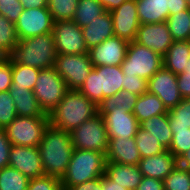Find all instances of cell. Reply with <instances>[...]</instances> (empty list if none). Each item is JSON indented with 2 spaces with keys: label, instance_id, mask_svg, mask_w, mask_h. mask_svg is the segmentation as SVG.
<instances>
[{
  "label": "cell",
  "instance_id": "obj_1",
  "mask_svg": "<svg viewBox=\"0 0 190 190\" xmlns=\"http://www.w3.org/2000/svg\"><path fill=\"white\" fill-rule=\"evenodd\" d=\"M38 150L44 174L62 179L74 150L70 132L49 124L44 131Z\"/></svg>",
  "mask_w": 190,
  "mask_h": 190
},
{
  "label": "cell",
  "instance_id": "obj_2",
  "mask_svg": "<svg viewBox=\"0 0 190 190\" xmlns=\"http://www.w3.org/2000/svg\"><path fill=\"white\" fill-rule=\"evenodd\" d=\"M98 113L97 105L79 90H68L60 103L49 114L50 124L71 132Z\"/></svg>",
  "mask_w": 190,
  "mask_h": 190
},
{
  "label": "cell",
  "instance_id": "obj_3",
  "mask_svg": "<svg viewBox=\"0 0 190 190\" xmlns=\"http://www.w3.org/2000/svg\"><path fill=\"white\" fill-rule=\"evenodd\" d=\"M9 57L16 64L40 70L54 67L57 51L52 33L19 40Z\"/></svg>",
  "mask_w": 190,
  "mask_h": 190
},
{
  "label": "cell",
  "instance_id": "obj_4",
  "mask_svg": "<svg viewBox=\"0 0 190 190\" xmlns=\"http://www.w3.org/2000/svg\"><path fill=\"white\" fill-rule=\"evenodd\" d=\"M106 155L98 151L74 149L67 171L61 179L62 190L105 174Z\"/></svg>",
  "mask_w": 190,
  "mask_h": 190
},
{
  "label": "cell",
  "instance_id": "obj_5",
  "mask_svg": "<svg viewBox=\"0 0 190 190\" xmlns=\"http://www.w3.org/2000/svg\"><path fill=\"white\" fill-rule=\"evenodd\" d=\"M124 74L121 66L93 67L79 91L97 106L123 89Z\"/></svg>",
  "mask_w": 190,
  "mask_h": 190
},
{
  "label": "cell",
  "instance_id": "obj_6",
  "mask_svg": "<svg viewBox=\"0 0 190 190\" xmlns=\"http://www.w3.org/2000/svg\"><path fill=\"white\" fill-rule=\"evenodd\" d=\"M120 66L124 75L139 76L148 81L163 66V59L153 50L132 41Z\"/></svg>",
  "mask_w": 190,
  "mask_h": 190
},
{
  "label": "cell",
  "instance_id": "obj_7",
  "mask_svg": "<svg viewBox=\"0 0 190 190\" xmlns=\"http://www.w3.org/2000/svg\"><path fill=\"white\" fill-rule=\"evenodd\" d=\"M49 124V114L36 117L17 116L5 128V132L12 145L38 147Z\"/></svg>",
  "mask_w": 190,
  "mask_h": 190
},
{
  "label": "cell",
  "instance_id": "obj_8",
  "mask_svg": "<svg viewBox=\"0 0 190 190\" xmlns=\"http://www.w3.org/2000/svg\"><path fill=\"white\" fill-rule=\"evenodd\" d=\"M70 136L74 149L98 151L106 155L109 137L99 113L73 129Z\"/></svg>",
  "mask_w": 190,
  "mask_h": 190
},
{
  "label": "cell",
  "instance_id": "obj_9",
  "mask_svg": "<svg viewBox=\"0 0 190 190\" xmlns=\"http://www.w3.org/2000/svg\"><path fill=\"white\" fill-rule=\"evenodd\" d=\"M67 91L65 81L54 67L40 70L33 92L45 113L50 114Z\"/></svg>",
  "mask_w": 190,
  "mask_h": 190
},
{
  "label": "cell",
  "instance_id": "obj_10",
  "mask_svg": "<svg viewBox=\"0 0 190 190\" xmlns=\"http://www.w3.org/2000/svg\"><path fill=\"white\" fill-rule=\"evenodd\" d=\"M88 53L57 54L54 68L65 81L68 90H79L93 69Z\"/></svg>",
  "mask_w": 190,
  "mask_h": 190
},
{
  "label": "cell",
  "instance_id": "obj_11",
  "mask_svg": "<svg viewBox=\"0 0 190 190\" xmlns=\"http://www.w3.org/2000/svg\"><path fill=\"white\" fill-rule=\"evenodd\" d=\"M52 35L57 54H83L89 51L81 27L73 20L55 21Z\"/></svg>",
  "mask_w": 190,
  "mask_h": 190
},
{
  "label": "cell",
  "instance_id": "obj_12",
  "mask_svg": "<svg viewBox=\"0 0 190 190\" xmlns=\"http://www.w3.org/2000/svg\"><path fill=\"white\" fill-rule=\"evenodd\" d=\"M54 20L48 7L24 9L15 23L19 40L52 33Z\"/></svg>",
  "mask_w": 190,
  "mask_h": 190
},
{
  "label": "cell",
  "instance_id": "obj_13",
  "mask_svg": "<svg viewBox=\"0 0 190 190\" xmlns=\"http://www.w3.org/2000/svg\"><path fill=\"white\" fill-rule=\"evenodd\" d=\"M148 92L155 94L167 110L176 107L182 97L177 85V75L163 66L148 80Z\"/></svg>",
  "mask_w": 190,
  "mask_h": 190
},
{
  "label": "cell",
  "instance_id": "obj_14",
  "mask_svg": "<svg viewBox=\"0 0 190 190\" xmlns=\"http://www.w3.org/2000/svg\"><path fill=\"white\" fill-rule=\"evenodd\" d=\"M128 44L127 40L114 35L89 49L90 61L94 67L120 66L126 57Z\"/></svg>",
  "mask_w": 190,
  "mask_h": 190
},
{
  "label": "cell",
  "instance_id": "obj_15",
  "mask_svg": "<svg viewBox=\"0 0 190 190\" xmlns=\"http://www.w3.org/2000/svg\"><path fill=\"white\" fill-rule=\"evenodd\" d=\"M9 166L29 179L45 175L38 147L12 145Z\"/></svg>",
  "mask_w": 190,
  "mask_h": 190
},
{
  "label": "cell",
  "instance_id": "obj_16",
  "mask_svg": "<svg viewBox=\"0 0 190 190\" xmlns=\"http://www.w3.org/2000/svg\"><path fill=\"white\" fill-rule=\"evenodd\" d=\"M135 42L153 50L163 57L174 41L167 23L161 22L140 24Z\"/></svg>",
  "mask_w": 190,
  "mask_h": 190
},
{
  "label": "cell",
  "instance_id": "obj_17",
  "mask_svg": "<svg viewBox=\"0 0 190 190\" xmlns=\"http://www.w3.org/2000/svg\"><path fill=\"white\" fill-rule=\"evenodd\" d=\"M113 19L114 35L127 40L135 41L140 27L136 0H128L119 7L110 11Z\"/></svg>",
  "mask_w": 190,
  "mask_h": 190
},
{
  "label": "cell",
  "instance_id": "obj_18",
  "mask_svg": "<svg viewBox=\"0 0 190 190\" xmlns=\"http://www.w3.org/2000/svg\"><path fill=\"white\" fill-rule=\"evenodd\" d=\"M104 119L109 138H133L138 131L139 122L127 109H114L112 112H98Z\"/></svg>",
  "mask_w": 190,
  "mask_h": 190
},
{
  "label": "cell",
  "instance_id": "obj_19",
  "mask_svg": "<svg viewBox=\"0 0 190 190\" xmlns=\"http://www.w3.org/2000/svg\"><path fill=\"white\" fill-rule=\"evenodd\" d=\"M106 160L118 164L138 165L141 155L134 137L109 138Z\"/></svg>",
  "mask_w": 190,
  "mask_h": 190
},
{
  "label": "cell",
  "instance_id": "obj_20",
  "mask_svg": "<svg viewBox=\"0 0 190 190\" xmlns=\"http://www.w3.org/2000/svg\"><path fill=\"white\" fill-rule=\"evenodd\" d=\"M177 165V158L166 150L154 156L141 158L138 167L142 176L164 180Z\"/></svg>",
  "mask_w": 190,
  "mask_h": 190
},
{
  "label": "cell",
  "instance_id": "obj_21",
  "mask_svg": "<svg viewBox=\"0 0 190 190\" xmlns=\"http://www.w3.org/2000/svg\"><path fill=\"white\" fill-rule=\"evenodd\" d=\"M81 29L88 49L114 36L113 19L109 11H105Z\"/></svg>",
  "mask_w": 190,
  "mask_h": 190
},
{
  "label": "cell",
  "instance_id": "obj_22",
  "mask_svg": "<svg viewBox=\"0 0 190 190\" xmlns=\"http://www.w3.org/2000/svg\"><path fill=\"white\" fill-rule=\"evenodd\" d=\"M105 174L114 182L129 190H136L142 180L138 165L106 162Z\"/></svg>",
  "mask_w": 190,
  "mask_h": 190
},
{
  "label": "cell",
  "instance_id": "obj_23",
  "mask_svg": "<svg viewBox=\"0 0 190 190\" xmlns=\"http://www.w3.org/2000/svg\"><path fill=\"white\" fill-rule=\"evenodd\" d=\"M140 24L166 22L170 0H136Z\"/></svg>",
  "mask_w": 190,
  "mask_h": 190
},
{
  "label": "cell",
  "instance_id": "obj_24",
  "mask_svg": "<svg viewBox=\"0 0 190 190\" xmlns=\"http://www.w3.org/2000/svg\"><path fill=\"white\" fill-rule=\"evenodd\" d=\"M10 95L14 100L17 116H46L47 113L39 106L34 92L26 88H10Z\"/></svg>",
  "mask_w": 190,
  "mask_h": 190
},
{
  "label": "cell",
  "instance_id": "obj_25",
  "mask_svg": "<svg viewBox=\"0 0 190 190\" xmlns=\"http://www.w3.org/2000/svg\"><path fill=\"white\" fill-rule=\"evenodd\" d=\"M162 59L164 68L175 75L183 73V69L190 59V40L174 41Z\"/></svg>",
  "mask_w": 190,
  "mask_h": 190
},
{
  "label": "cell",
  "instance_id": "obj_26",
  "mask_svg": "<svg viewBox=\"0 0 190 190\" xmlns=\"http://www.w3.org/2000/svg\"><path fill=\"white\" fill-rule=\"evenodd\" d=\"M140 128L148 131L163 147L168 150L173 139V133L169 125L168 113L152 116L139 123Z\"/></svg>",
  "mask_w": 190,
  "mask_h": 190
},
{
  "label": "cell",
  "instance_id": "obj_27",
  "mask_svg": "<svg viewBox=\"0 0 190 190\" xmlns=\"http://www.w3.org/2000/svg\"><path fill=\"white\" fill-rule=\"evenodd\" d=\"M132 113L140 123L152 116L168 113V110L155 94L145 92L138 97Z\"/></svg>",
  "mask_w": 190,
  "mask_h": 190
},
{
  "label": "cell",
  "instance_id": "obj_28",
  "mask_svg": "<svg viewBox=\"0 0 190 190\" xmlns=\"http://www.w3.org/2000/svg\"><path fill=\"white\" fill-rule=\"evenodd\" d=\"M138 97V95L122 89L114 96L103 99L97 106L98 112H112L116 108L127 109L132 113Z\"/></svg>",
  "mask_w": 190,
  "mask_h": 190
},
{
  "label": "cell",
  "instance_id": "obj_29",
  "mask_svg": "<svg viewBox=\"0 0 190 190\" xmlns=\"http://www.w3.org/2000/svg\"><path fill=\"white\" fill-rule=\"evenodd\" d=\"M166 23L173 41L190 40V9L170 15Z\"/></svg>",
  "mask_w": 190,
  "mask_h": 190
},
{
  "label": "cell",
  "instance_id": "obj_30",
  "mask_svg": "<svg viewBox=\"0 0 190 190\" xmlns=\"http://www.w3.org/2000/svg\"><path fill=\"white\" fill-rule=\"evenodd\" d=\"M105 12L98 0H79L73 21L83 28Z\"/></svg>",
  "mask_w": 190,
  "mask_h": 190
},
{
  "label": "cell",
  "instance_id": "obj_31",
  "mask_svg": "<svg viewBox=\"0 0 190 190\" xmlns=\"http://www.w3.org/2000/svg\"><path fill=\"white\" fill-rule=\"evenodd\" d=\"M40 69L23 64H16L12 60L11 88H26L33 91Z\"/></svg>",
  "mask_w": 190,
  "mask_h": 190
},
{
  "label": "cell",
  "instance_id": "obj_32",
  "mask_svg": "<svg viewBox=\"0 0 190 190\" xmlns=\"http://www.w3.org/2000/svg\"><path fill=\"white\" fill-rule=\"evenodd\" d=\"M134 139L141 158L154 156L155 154L166 151V149L163 147L158 139L152 136L150 132L140 127L138 128Z\"/></svg>",
  "mask_w": 190,
  "mask_h": 190
},
{
  "label": "cell",
  "instance_id": "obj_33",
  "mask_svg": "<svg viewBox=\"0 0 190 190\" xmlns=\"http://www.w3.org/2000/svg\"><path fill=\"white\" fill-rule=\"evenodd\" d=\"M29 180L10 166L0 169V190H27Z\"/></svg>",
  "mask_w": 190,
  "mask_h": 190
},
{
  "label": "cell",
  "instance_id": "obj_34",
  "mask_svg": "<svg viewBox=\"0 0 190 190\" xmlns=\"http://www.w3.org/2000/svg\"><path fill=\"white\" fill-rule=\"evenodd\" d=\"M18 41L15 24L0 14V51L9 57Z\"/></svg>",
  "mask_w": 190,
  "mask_h": 190
},
{
  "label": "cell",
  "instance_id": "obj_35",
  "mask_svg": "<svg viewBox=\"0 0 190 190\" xmlns=\"http://www.w3.org/2000/svg\"><path fill=\"white\" fill-rule=\"evenodd\" d=\"M168 115L171 130L190 128V98L182 99L176 107L168 110Z\"/></svg>",
  "mask_w": 190,
  "mask_h": 190
},
{
  "label": "cell",
  "instance_id": "obj_36",
  "mask_svg": "<svg viewBox=\"0 0 190 190\" xmlns=\"http://www.w3.org/2000/svg\"><path fill=\"white\" fill-rule=\"evenodd\" d=\"M79 0H48V10L55 21L73 20Z\"/></svg>",
  "mask_w": 190,
  "mask_h": 190
},
{
  "label": "cell",
  "instance_id": "obj_37",
  "mask_svg": "<svg viewBox=\"0 0 190 190\" xmlns=\"http://www.w3.org/2000/svg\"><path fill=\"white\" fill-rule=\"evenodd\" d=\"M163 183L164 190H190V170L177 165Z\"/></svg>",
  "mask_w": 190,
  "mask_h": 190
},
{
  "label": "cell",
  "instance_id": "obj_38",
  "mask_svg": "<svg viewBox=\"0 0 190 190\" xmlns=\"http://www.w3.org/2000/svg\"><path fill=\"white\" fill-rule=\"evenodd\" d=\"M16 117V107L10 92H0V128L5 129Z\"/></svg>",
  "mask_w": 190,
  "mask_h": 190
},
{
  "label": "cell",
  "instance_id": "obj_39",
  "mask_svg": "<svg viewBox=\"0 0 190 190\" xmlns=\"http://www.w3.org/2000/svg\"><path fill=\"white\" fill-rule=\"evenodd\" d=\"M173 139L169 151L178 159L190 148V128L172 130Z\"/></svg>",
  "mask_w": 190,
  "mask_h": 190
},
{
  "label": "cell",
  "instance_id": "obj_40",
  "mask_svg": "<svg viewBox=\"0 0 190 190\" xmlns=\"http://www.w3.org/2000/svg\"><path fill=\"white\" fill-rule=\"evenodd\" d=\"M27 190H62L61 179L49 175L31 178Z\"/></svg>",
  "mask_w": 190,
  "mask_h": 190
},
{
  "label": "cell",
  "instance_id": "obj_41",
  "mask_svg": "<svg viewBox=\"0 0 190 190\" xmlns=\"http://www.w3.org/2000/svg\"><path fill=\"white\" fill-rule=\"evenodd\" d=\"M23 10L24 7L19 0H0V14L14 24Z\"/></svg>",
  "mask_w": 190,
  "mask_h": 190
},
{
  "label": "cell",
  "instance_id": "obj_42",
  "mask_svg": "<svg viewBox=\"0 0 190 190\" xmlns=\"http://www.w3.org/2000/svg\"><path fill=\"white\" fill-rule=\"evenodd\" d=\"M123 89L138 96L148 92V81L132 75H124Z\"/></svg>",
  "mask_w": 190,
  "mask_h": 190
},
{
  "label": "cell",
  "instance_id": "obj_43",
  "mask_svg": "<svg viewBox=\"0 0 190 190\" xmlns=\"http://www.w3.org/2000/svg\"><path fill=\"white\" fill-rule=\"evenodd\" d=\"M12 85V59L6 57L0 62V92L9 91Z\"/></svg>",
  "mask_w": 190,
  "mask_h": 190
},
{
  "label": "cell",
  "instance_id": "obj_44",
  "mask_svg": "<svg viewBox=\"0 0 190 190\" xmlns=\"http://www.w3.org/2000/svg\"><path fill=\"white\" fill-rule=\"evenodd\" d=\"M12 144L7 138L5 129L0 128V169L9 166V153Z\"/></svg>",
  "mask_w": 190,
  "mask_h": 190
},
{
  "label": "cell",
  "instance_id": "obj_45",
  "mask_svg": "<svg viewBox=\"0 0 190 190\" xmlns=\"http://www.w3.org/2000/svg\"><path fill=\"white\" fill-rule=\"evenodd\" d=\"M136 190H164L163 180L143 176Z\"/></svg>",
  "mask_w": 190,
  "mask_h": 190
},
{
  "label": "cell",
  "instance_id": "obj_46",
  "mask_svg": "<svg viewBox=\"0 0 190 190\" xmlns=\"http://www.w3.org/2000/svg\"><path fill=\"white\" fill-rule=\"evenodd\" d=\"M177 85L179 93L183 99L190 98V73L177 75Z\"/></svg>",
  "mask_w": 190,
  "mask_h": 190
},
{
  "label": "cell",
  "instance_id": "obj_47",
  "mask_svg": "<svg viewBox=\"0 0 190 190\" xmlns=\"http://www.w3.org/2000/svg\"><path fill=\"white\" fill-rule=\"evenodd\" d=\"M67 190H102V177L71 186Z\"/></svg>",
  "mask_w": 190,
  "mask_h": 190
},
{
  "label": "cell",
  "instance_id": "obj_48",
  "mask_svg": "<svg viewBox=\"0 0 190 190\" xmlns=\"http://www.w3.org/2000/svg\"><path fill=\"white\" fill-rule=\"evenodd\" d=\"M169 16L179 11H185L189 8L187 0H170Z\"/></svg>",
  "mask_w": 190,
  "mask_h": 190
},
{
  "label": "cell",
  "instance_id": "obj_49",
  "mask_svg": "<svg viewBox=\"0 0 190 190\" xmlns=\"http://www.w3.org/2000/svg\"><path fill=\"white\" fill-rule=\"evenodd\" d=\"M102 190H129L112 181L106 174L102 176Z\"/></svg>",
  "mask_w": 190,
  "mask_h": 190
},
{
  "label": "cell",
  "instance_id": "obj_50",
  "mask_svg": "<svg viewBox=\"0 0 190 190\" xmlns=\"http://www.w3.org/2000/svg\"><path fill=\"white\" fill-rule=\"evenodd\" d=\"M24 9L48 7V0H19Z\"/></svg>",
  "mask_w": 190,
  "mask_h": 190
},
{
  "label": "cell",
  "instance_id": "obj_51",
  "mask_svg": "<svg viewBox=\"0 0 190 190\" xmlns=\"http://www.w3.org/2000/svg\"><path fill=\"white\" fill-rule=\"evenodd\" d=\"M104 7L105 11H112L128 0H98Z\"/></svg>",
  "mask_w": 190,
  "mask_h": 190
},
{
  "label": "cell",
  "instance_id": "obj_52",
  "mask_svg": "<svg viewBox=\"0 0 190 190\" xmlns=\"http://www.w3.org/2000/svg\"><path fill=\"white\" fill-rule=\"evenodd\" d=\"M178 166L190 170V148L183 153L178 159Z\"/></svg>",
  "mask_w": 190,
  "mask_h": 190
},
{
  "label": "cell",
  "instance_id": "obj_53",
  "mask_svg": "<svg viewBox=\"0 0 190 190\" xmlns=\"http://www.w3.org/2000/svg\"><path fill=\"white\" fill-rule=\"evenodd\" d=\"M183 73H190V59L186 64L185 68L183 69Z\"/></svg>",
  "mask_w": 190,
  "mask_h": 190
},
{
  "label": "cell",
  "instance_id": "obj_54",
  "mask_svg": "<svg viewBox=\"0 0 190 190\" xmlns=\"http://www.w3.org/2000/svg\"><path fill=\"white\" fill-rule=\"evenodd\" d=\"M6 57H7V56H6L2 51H0V62H1L2 60H4Z\"/></svg>",
  "mask_w": 190,
  "mask_h": 190
}]
</instances>
